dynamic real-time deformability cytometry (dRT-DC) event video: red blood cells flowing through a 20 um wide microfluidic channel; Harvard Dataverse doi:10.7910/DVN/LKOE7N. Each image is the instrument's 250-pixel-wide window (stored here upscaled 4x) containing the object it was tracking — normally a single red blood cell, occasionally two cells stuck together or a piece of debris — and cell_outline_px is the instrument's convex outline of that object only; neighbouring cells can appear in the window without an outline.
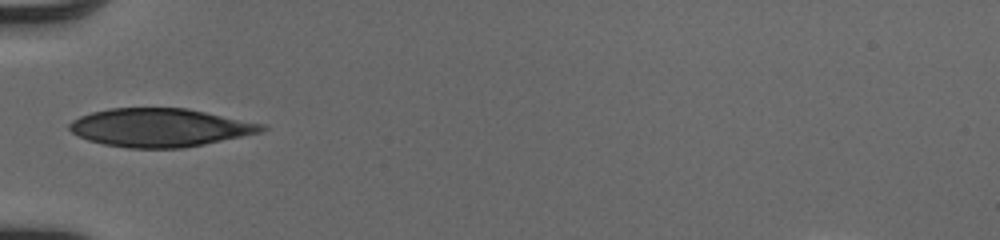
{"species": "human", "species_latin": "Homo sapiens", "temperature_condition": "cold", "stored_images_in_passage": 31, "camera_frame_rate_fps": 3000, "um_per_image_px": 0.085, "donor": {"sex": "male"}, "frame": {"image": 1, "passage_image": 1, "time_ms": 0.0, "image_size_px": [1000, 240], "cell_outline_px": [[268, 128], [260, 132], [204, 144], [184, 148], [128, 148], [104, 144], [88, 140], [72, 132], [68, 128], [68, 124], [72, 120], [80, 116], [92, 112], [108, 108], [188, 108], [264, 124]], "centroid_in_image_um": [13.58, 10.84], "position_along_channel_um": 71.4, "area_um2": 42.83}}
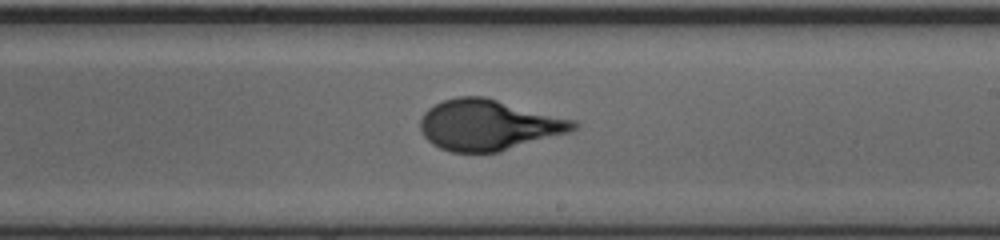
{"frame": {"image": 2, "passage_image": 14, "time_ms": 4.333, "image_size_px": [1000, 240], "cell_outline_px": [[580, 124], [576, 128], [568, 132], [500, 152], [452, 152], [440, 148], [432, 144], [424, 136], [420, 128], [420, 120], [424, 112], [428, 108], [444, 100], [456, 96], [484, 96], [576, 120]], "centroid_in_image_um": [41.52, 10.61], "position_along_channel_um": 247.5, "area_um2": 45.2}}
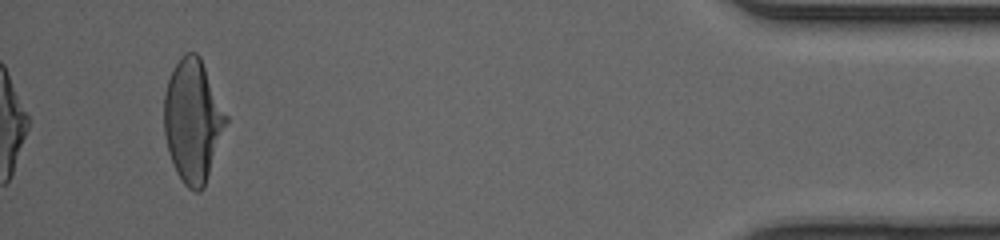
{"frame": {"image": 3, "passage_image": 31, "time_ms": 10.0, "image_size_px": [1000, 240], "cell_outline_px": [[228, 120], [204, 188], [200, 192], [196, 192], [188, 188], [184, 184], [176, 172], [168, 152], [164, 136], [164, 92], [168, 80], [180, 56], [184, 52], [196, 52], [200, 56], [228, 116]], "centroid_in_image_um": [16.38, 10.26], "position_along_channel_um": 418.8, "area_um2": 44.51}, "authors_computed_cell_mechanics": {"area_um2": 44.1014, "velocity_mm_per_s": 4.0875, "shape_relaxation_time_tau1_ms": 3.7284, "shape_relaxation_time_tau2_ms": null, "deformation_change_tau1": 0.197, "deformation_change_tau2": null}}